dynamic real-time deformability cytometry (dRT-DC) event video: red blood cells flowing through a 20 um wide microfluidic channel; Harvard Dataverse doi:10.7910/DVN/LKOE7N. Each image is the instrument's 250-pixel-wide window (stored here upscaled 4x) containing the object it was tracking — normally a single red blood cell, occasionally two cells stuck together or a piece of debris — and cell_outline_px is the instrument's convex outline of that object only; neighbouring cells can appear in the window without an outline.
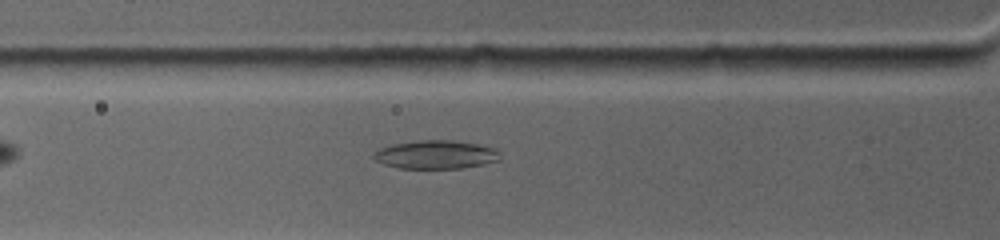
{"species": "common noctule bat (a hibernating species)", "species_latin": "Nyctalus noctula", "temperature_condition": "warm", "stored_images_in_passage": 48, "camera_frame_rate_fps": 4500, "um_per_image_px": 0.085, "animal": {"sex": "female", "body_mass_g": 19.0, "forearm_length_mm": 53.3}, "frame": {"image": 1, "passage_image": 12, "time_ms": 3.111, "image_size_px": [1000, 240], "cell_outline_px": [[500, 160], [484, 164], [460, 168], [400, 168], [384, 164], [376, 160], [372, 156], [376, 148], [392, 144], [416, 140], [452, 140], [480, 144], [496, 148], [500, 152]], "centroid_in_image_um": [37.05, 13.12], "position_along_channel_um": 88.8, "area_um2": 21.21}}
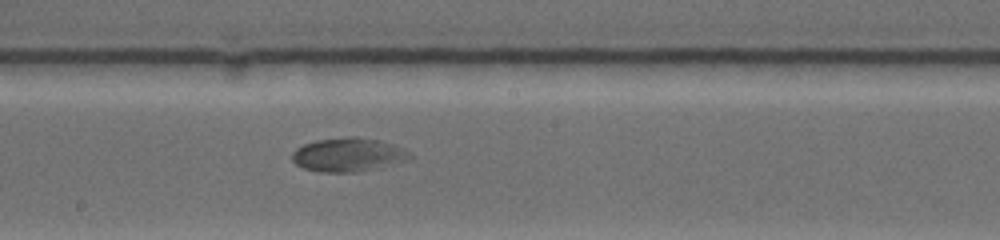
{"frame": {"image": 2, "passage_image": 25, "time_ms": 6.667, "image_size_px": [1000, 240], "cell_outline_px": [[412, 156], [408, 160], [356, 172], [320, 172], [304, 168], [296, 164], [292, 160], [292, 152], [296, 148], [304, 144], [316, 140], [352, 136], [356, 136], [376, 140], [392, 144], [412, 152]], "centroid_in_image_um": [29.57, 13.15], "position_along_channel_um": 218.6, "area_um2": 22.95}}
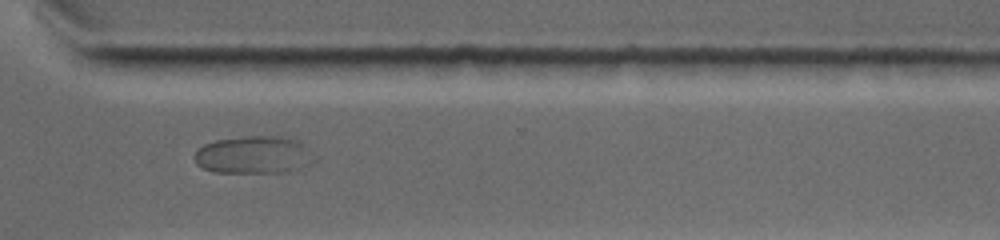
{"frame": {"image": 3, "passage_image": 38, "time_ms": 10.222, "image_size_px": [1000, 240], "cell_outline_px": [[316, 160], [296, 172], [212, 172], [196, 164], [196, 152], [204, 144], [216, 140], [244, 136], [276, 136], [300, 140], [316, 156]], "centroid_in_image_um": [21.66, 13.17], "position_along_channel_um": 348.9, "area_um2": 26.53}}